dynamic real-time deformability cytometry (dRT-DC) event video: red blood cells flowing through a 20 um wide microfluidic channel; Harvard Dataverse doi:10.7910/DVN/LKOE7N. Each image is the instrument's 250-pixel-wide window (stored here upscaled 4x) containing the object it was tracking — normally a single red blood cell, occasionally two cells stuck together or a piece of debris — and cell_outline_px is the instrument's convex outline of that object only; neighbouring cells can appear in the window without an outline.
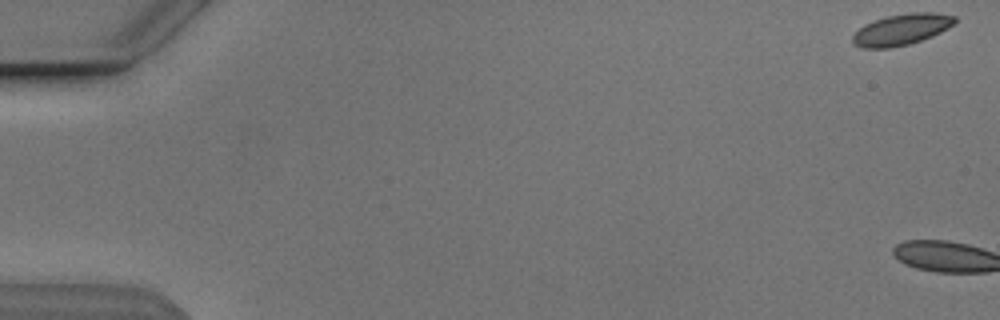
{"species": "Egyptian fruit bat (a non-hibernating species)", "species_latin": "Rousettus aegyptiacus", "temperature_condition": "cold", "stored_images_in_passage": 3, "camera_frame_rate_fps": 3000, "um_per_image_px": 0.085, "animal": {"sex": "male"}, "frame": {"image": 1, "passage_image": 1, "time_ms": 0.0, "image_size_px": [1000, 320], "cell_outline_px": [[956, 24], [932, 36], [908, 44], [888, 48], [860, 48], [852, 44], [852, 36], [864, 24], [888, 16], [908, 12], [932, 12], [956, 16]], "centroid_in_image_um": [76.63, 2.51], "position_along_channel_um": 8.4, "area_um2": 18.55}}